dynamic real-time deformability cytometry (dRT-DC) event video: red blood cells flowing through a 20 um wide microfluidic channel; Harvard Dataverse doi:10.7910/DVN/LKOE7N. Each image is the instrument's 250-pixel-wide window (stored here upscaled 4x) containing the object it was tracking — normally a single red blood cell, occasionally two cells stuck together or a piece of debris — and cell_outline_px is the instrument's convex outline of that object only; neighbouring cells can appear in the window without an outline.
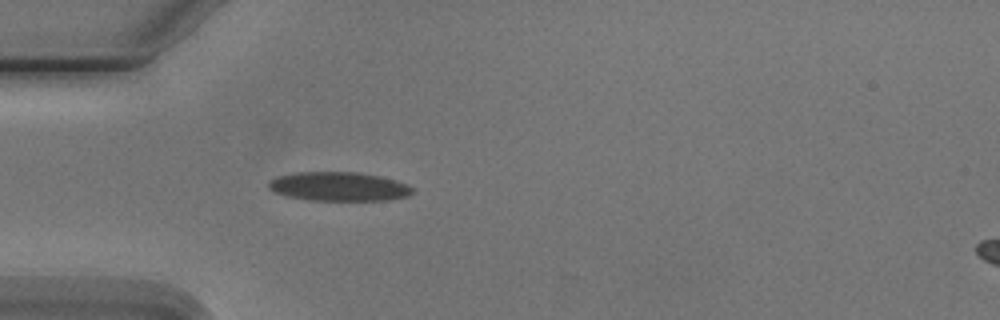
{"species": "Egyptian fruit bat (a non-hibernating species)", "species_latin": "Rousettus aegyptiacus", "temperature_condition": "cold", "stored_images_in_passage": 4, "camera_frame_rate_fps": 3000, "um_per_image_px": 0.085, "animal": {"sex": "male"}, "frame": {"image": 1, "passage_image": 4, "time_ms": 3.333, "image_size_px": [1000, 320], "cell_outline_px": [[412, 192], [408, 196], [384, 200], [312, 200], [288, 196], [276, 192], [268, 188], [268, 184], [276, 176], [296, 172], [360, 172], [380, 176], [404, 184], [412, 188]], "centroid_in_image_um": [28.76, 15.84], "position_along_channel_um": 56.2, "area_um2": 23.93}}